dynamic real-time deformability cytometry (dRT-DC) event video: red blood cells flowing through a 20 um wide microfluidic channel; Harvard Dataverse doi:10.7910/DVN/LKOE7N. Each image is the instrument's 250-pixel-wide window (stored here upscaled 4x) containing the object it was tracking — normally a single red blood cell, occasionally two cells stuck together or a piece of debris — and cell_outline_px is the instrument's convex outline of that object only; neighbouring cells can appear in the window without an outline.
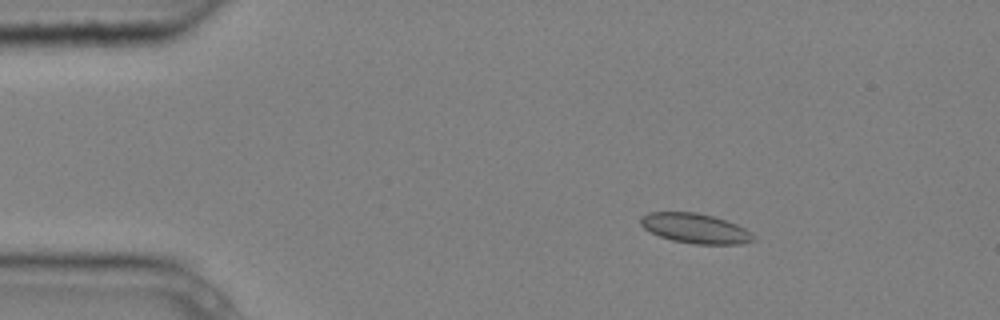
{"species": "common noctule bat (a hibernating species)", "species_latin": "Nyctalus noctula", "temperature_condition": "cold", "stored_images_in_passage": 2, "camera_frame_rate_fps": 3000, "um_per_image_px": 0.085, "animal": {"sex": "male", "body_mass_g": 20.4}, "frame": {"image": 1, "passage_image": 1, "time_ms": 0.0, "image_size_px": [1000, 320], "cell_outline_px": [[756, 240], [740, 244], [696, 244], [672, 240], [660, 236], [644, 228], [640, 224], [640, 220], [648, 212], [696, 212], [712, 216], [736, 224], [752, 232]], "centroid_in_image_um": [59.12, 19.41], "position_along_channel_um": 25.9, "area_um2": 19.42}}